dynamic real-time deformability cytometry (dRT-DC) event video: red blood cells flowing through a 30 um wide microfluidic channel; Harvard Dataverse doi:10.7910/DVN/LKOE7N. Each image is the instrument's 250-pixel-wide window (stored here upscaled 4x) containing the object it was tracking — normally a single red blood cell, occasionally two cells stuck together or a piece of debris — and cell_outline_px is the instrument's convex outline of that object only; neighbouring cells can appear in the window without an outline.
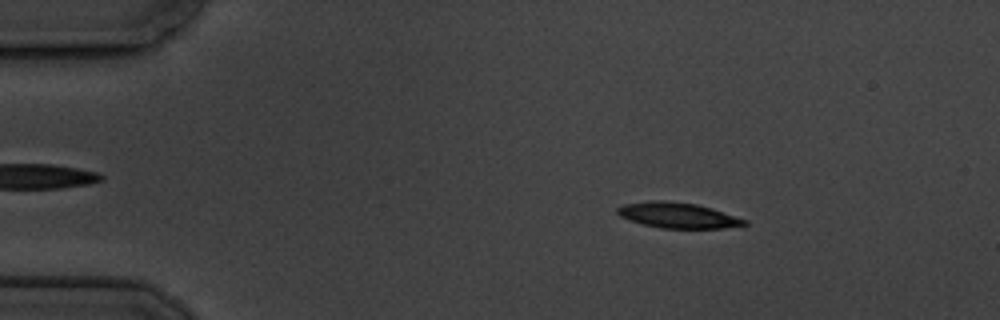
{"species": "common noctule bat (a hibernating species)", "species_latin": "Nyctalus noctula", "temperature_condition": "cold", "stored_images_in_passage": 9, "camera_frame_rate_fps": 3000, "um_per_image_px": 0.085, "animal": {"sex": "male", "body_mass_g": 19.5, "forearm_length_mm": 54.6}, "frame": {"image": 1, "passage_image": 3, "time_ms": 2.333, "image_size_px": [1000, 320], "cell_outline_px": [[748, 224], [724, 228], [660, 228], [628, 220], [620, 216], [616, 212], [616, 208], [624, 204], [652, 200], [664, 200], [696, 204], [712, 208], [748, 220]], "centroid_in_image_um": [57.61, 18.3], "position_along_channel_um": 27.4, "area_um2": 18.9}}
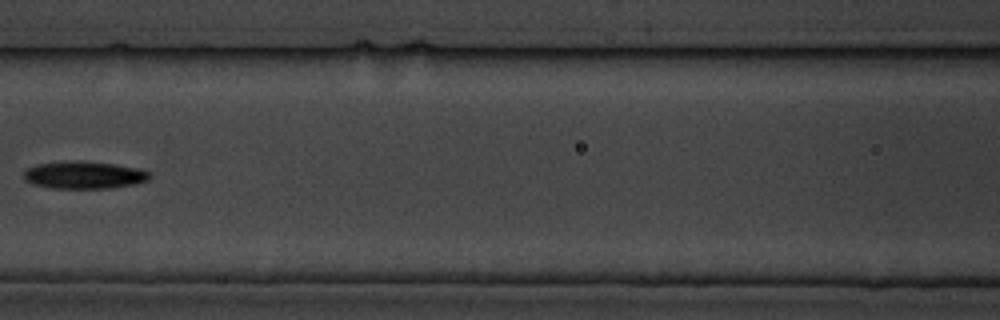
{"frame": {"image": 2, "passage_image": 8, "time_ms": 8.0, "image_size_px": [1000, 320], "cell_outline_px": [[152, 176], [148, 180], [136, 184], [112, 188], [52, 188], [32, 184], [24, 180], [24, 172], [28, 168], [36, 164], [68, 160], [80, 160], [116, 164], [136, 168], [152, 172]], "centroid_in_image_um": [7.16, 14.87], "position_along_channel_um": 159.4, "area_um2": 20.46}}
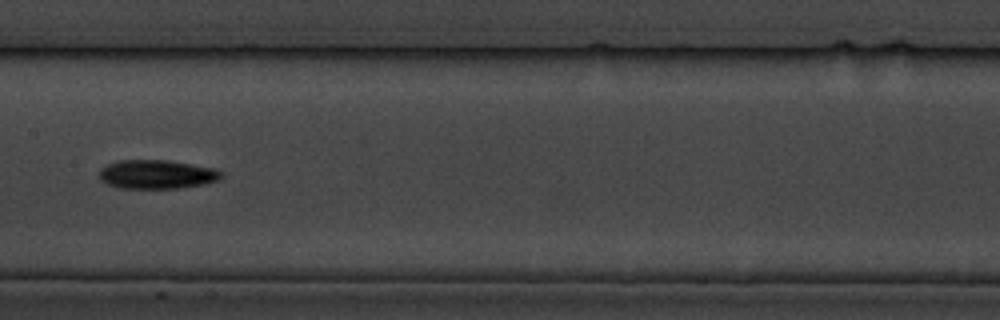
{"frame": {"image": 3, "passage_image": 9, "time_ms": 9.0, "image_size_px": [1000, 320], "cell_outline_px": [[224, 176], [220, 180], [204, 184], [180, 188], [120, 188], [108, 184], [100, 180], [100, 168], [108, 164], [120, 160], [168, 160], [216, 168], [224, 172]], "centroid_in_image_um": [13.39, 14.82], "position_along_channel_um": 194.0, "area_um2": 20.75}}